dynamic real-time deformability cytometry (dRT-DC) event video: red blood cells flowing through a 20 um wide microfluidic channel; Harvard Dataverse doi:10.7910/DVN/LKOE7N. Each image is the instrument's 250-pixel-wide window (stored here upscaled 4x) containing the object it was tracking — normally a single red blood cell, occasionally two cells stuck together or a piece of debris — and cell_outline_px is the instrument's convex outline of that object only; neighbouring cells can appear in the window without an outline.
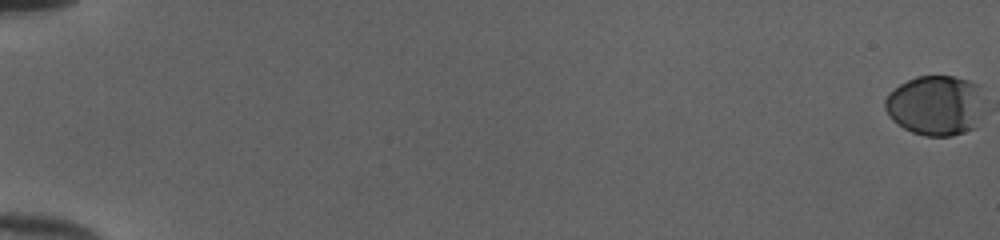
{"species": "human", "species_latin": "Homo sapiens", "temperature_condition": "cold", "stored_images_in_passage": 55, "camera_frame_rate_fps": 3000, "um_per_image_px": 0.085, "donor": {"sex": "female"}, "frame": {"image": 1, "passage_image": 1, "time_ms": 0.0, "image_size_px": [1000, 240], "cell_outline_px": [[980, 92], [976, 128], [952, 136], [924, 136], [912, 132], [896, 124], [888, 116], [884, 108], [884, 100], [888, 92], [900, 84], [916, 76], [952, 76], [968, 80], [980, 84]], "centroid_in_image_um": [79.44, 8.96], "position_along_channel_um": 5.6, "area_um2": 34.62}}
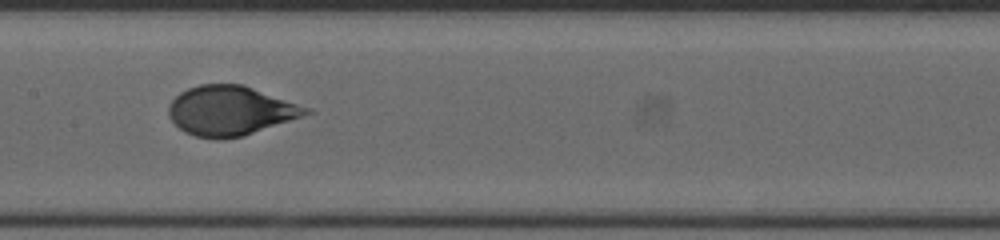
{"frame": {"image": 2, "passage_image": 31, "time_ms": 10.0, "image_size_px": [1000, 240], "cell_outline_px": [[316, 112], [244, 136], [220, 140], [216, 140], [196, 136], [184, 132], [172, 120], [168, 112], [168, 104], [180, 92], [188, 88], [200, 84], [244, 84], [312, 108]], "centroid_in_image_um": [19.63, 9.41], "position_along_channel_um": 187.8, "area_um2": 40.11}}
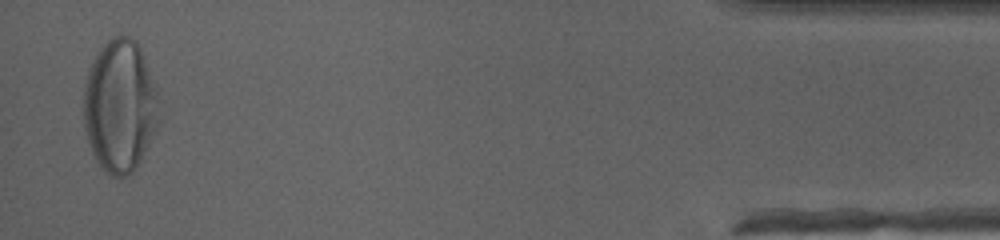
{"frame": {"image": 3, "passage_image": 54, "time_ms": 17.667, "image_size_px": [1000, 240], "cell_outline_px": [[160, 92], [156, 128], [136, 168], [128, 176], [112, 176], [100, 168], [92, 152], [84, 128], [84, 84], [88, 68], [96, 52], [112, 36], [128, 36], [136, 40], [140, 48]], "centroid_in_image_um": [10.19, 8.98], "position_along_channel_um": 425.0, "area_um2": 58.61}, "authors_computed_cell_mechanics": {"area_um2": 38.9572, "velocity_mm_per_s": 3.9951, "shape_relaxation_time_tau1_ms": 4.4971, "shape_relaxation_time_tau2_ms": null, "deformation_change_tau1": 0.2144, "deformation_change_tau2": null}}